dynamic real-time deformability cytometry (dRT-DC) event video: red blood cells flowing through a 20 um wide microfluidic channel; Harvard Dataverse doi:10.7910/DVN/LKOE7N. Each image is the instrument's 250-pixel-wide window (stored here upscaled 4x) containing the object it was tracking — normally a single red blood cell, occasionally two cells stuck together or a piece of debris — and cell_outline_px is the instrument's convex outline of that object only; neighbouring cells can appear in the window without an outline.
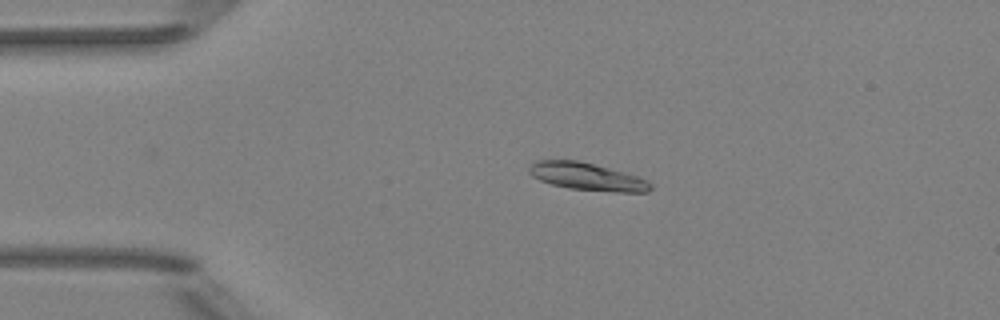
{"species": "Egyptian fruit bat (a non-hibernating species)", "species_latin": "Rousettus aegyptiacus", "temperature_condition": "room temperature", "stored_images_in_passage": 4, "camera_frame_rate_fps": 3000, "um_per_image_px": 0.085, "animal": {"sex": "female"}, "frame": {"image": 1, "passage_image": 3, "time_ms": 3.333, "image_size_px": [1000, 320], "cell_outline_px": [[652, 188], [648, 192], [616, 192], [568, 188], [552, 184], [540, 180], [532, 176], [528, 172], [528, 168], [536, 160], [580, 160], [624, 172], [648, 180], [652, 184]], "centroid_in_image_um": [49.91, 15.01], "position_along_channel_um": 35.1, "area_um2": 19.48}}